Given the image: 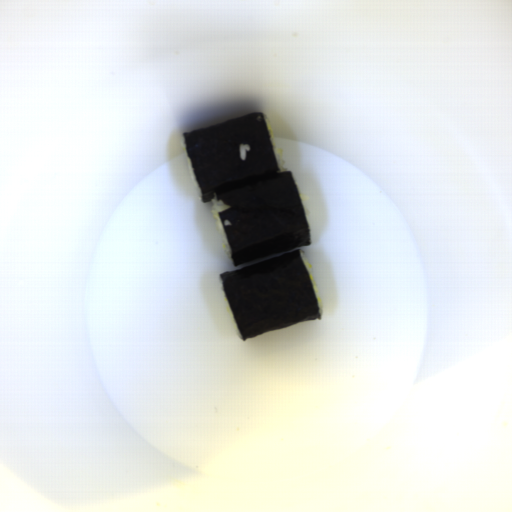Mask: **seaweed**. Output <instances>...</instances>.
<instances>
[{
    "label": "seaweed",
    "instance_id": "1faa68ee",
    "mask_svg": "<svg viewBox=\"0 0 512 512\" xmlns=\"http://www.w3.org/2000/svg\"><path fill=\"white\" fill-rule=\"evenodd\" d=\"M200 200L218 212L234 267L310 246L305 207L290 170H280L264 112L182 132ZM249 144L246 160L240 145Z\"/></svg>",
    "mask_w": 512,
    "mask_h": 512
},
{
    "label": "seaweed",
    "instance_id": "45ffbabd",
    "mask_svg": "<svg viewBox=\"0 0 512 512\" xmlns=\"http://www.w3.org/2000/svg\"><path fill=\"white\" fill-rule=\"evenodd\" d=\"M300 251L219 274L242 341L321 319L316 289Z\"/></svg>",
    "mask_w": 512,
    "mask_h": 512
}]
</instances>
